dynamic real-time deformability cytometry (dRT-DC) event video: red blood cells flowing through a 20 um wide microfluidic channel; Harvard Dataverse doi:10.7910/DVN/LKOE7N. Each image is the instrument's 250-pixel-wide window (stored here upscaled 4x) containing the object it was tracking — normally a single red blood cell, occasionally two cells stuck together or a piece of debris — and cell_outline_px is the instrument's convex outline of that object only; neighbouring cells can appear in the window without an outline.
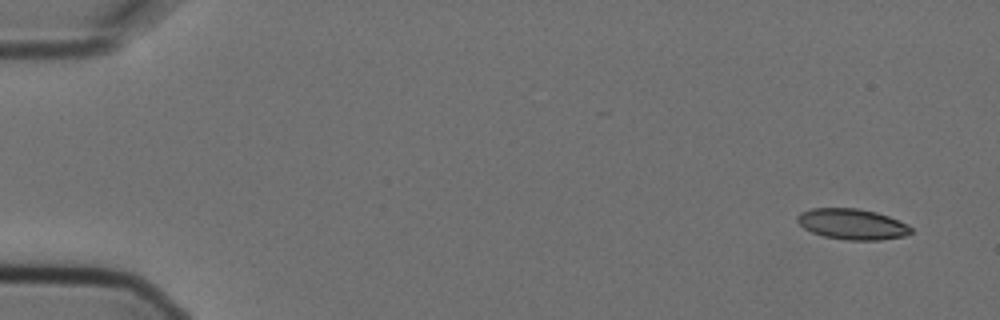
{"species": "Egyptian fruit bat (a non-hibernating species)", "species_latin": "Rousettus aegyptiacus", "temperature_condition": "cold", "stored_images_in_passage": 5, "camera_frame_rate_fps": 3000, "um_per_image_px": 0.085, "animal": {"sex": "female"}, "frame": {"image": 1, "passage_image": 1, "time_ms": 0.0, "image_size_px": [1000, 320], "cell_outline_px": [[912, 232], [904, 236], [880, 240], [844, 240], [824, 236], [812, 232], [804, 228], [796, 220], [796, 216], [800, 212], [812, 208], [856, 208], [876, 212], [888, 216], [908, 224], [912, 228]], "centroid_in_image_um": [72.43, 19.05], "position_along_channel_um": 12.6, "area_um2": 20.4}}
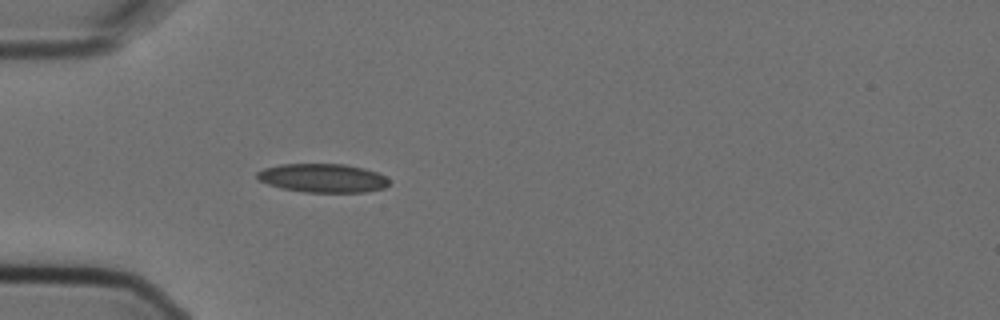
{"frame": {"image": 2, "passage_image": 5, "time_ms": 1.333, "image_size_px": [1000, 320], "cell_outline_px": [[388, 184], [384, 188], [364, 192], [304, 192], [280, 188], [256, 180], [256, 172], [264, 168], [280, 164], [344, 164], [364, 168], [376, 172], [384, 176], [388, 180]], "centroid_in_image_um": [27.37, 15.13], "position_along_channel_um": 57.6, "area_um2": 22.14}}